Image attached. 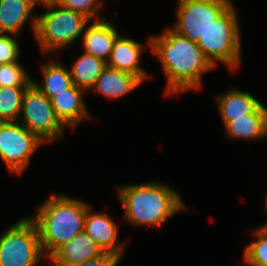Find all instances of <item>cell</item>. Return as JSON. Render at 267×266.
<instances>
[{
	"label": "cell",
	"instance_id": "1",
	"mask_svg": "<svg viewBox=\"0 0 267 266\" xmlns=\"http://www.w3.org/2000/svg\"><path fill=\"white\" fill-rule=\"evenodd\" d=\"M148 38L146 46L162 66L167 82L164 93L169 96L201 89L202 76L215 69L196 42L171 27Z\"/></svg>",
	"mask_w": 267,
	"mask_h": 266
},
{
	"label": "cell",
	"instance_id": "2",
	"mask_svg": "<svg viewBox=\"0 0 267 266\" xmlns=\"http://www.w3.org/2000/svg\"><path fill=\"white\" fill-rule=\"evenodd\" d=\"M123 217L132 226L162 227L168 218L187 208L175 189L158 181L118 186Z\"/></svg>",
	"mask_w": 267,
	"mask_h": 266
},
{
	"label": "cell",
	"instance_id": "3",
	"mask_svg": "<svg viewBox=\"0 0 267 266\" xmlns=\"http://www.w3.org/2000/svg\"><path fill=\"white\" fill-rule=\"evenodd\" d=\"M88 202L65 194L52 193L29 218L37 227L44 256L48 259L59 247L84 232Z\"/></svg>",
	"mask_w": 267,
	"mask_h": 266
},
{
	"label": "cell",
	"instance_id": "4",
	"mask_svg": "<svg viewBox=\"0 0 267 266\" xmlns=\"http://www.w3.org/2000/svg\"><path fill=\"white\" fill-rule=\"evenodd\" d=\"M36 20L35 39L45 55L59 53L72 46L91 22L84 14L62 8L56 4L45 7Z\"/></svg>",
	"mask_w": 267,
	"mask_h": 266
},
{
	"label": "cell",
	"instance_id": "5",
	"mask_svg": "<svg viewBox=\"0 0 267 266\" xmlns=\"http://www.w3.org/2000/svg\"><path fill=\"white\" fill-rule=\"evenodd\" d=\"M238 21L239 17L232 3L213 21L197 43L215 68L218 63L224 64L232 72L240 67L242 39Z\"/></svg>",
	"mask_w": 267,
	"mask_h": 266
},
{
	"label": "cell",
	"instance_id": "6",
	"mask_svg": "<svg viewBox=\"0 0 267 266\" xmlns=\"http://www.w3.org/2000/svg\"><path fill=\"white\" fill-rule=\"evenodd\" d=\"M43 259L47 261L29 217H21L0 235V266H39Z\"/></svg>",
	"mask_w": 267,
	"mask_h": 266
},
{
	"label": "cell",
	"instance_id": "7",
	"mask_svg": "<svg viewBox=\"0 0 267 266\" xmlns=\"http://www.w3.org/2000/svg\"><path fill=\"white\" fill-rule=\"evenodd\" d=\"M18 122L46 144L64 138L66 127L56 117L51 100L32 83L25 90Z\"/></svg>",
	"mask_w": 267,
	"mask_h": 266
},
{
	"label": "cell",
	"instance_id": "8",
	"mask_svg": "<svg viewBox=\"0 0 267 266\" xmlns=\"http://www.w3.org/2000/svg\"><path fill=\"white\" fill-rule=\"evenodd\" d=\"M41 145L44 142L18 121L0 122V159L10 173H24Z\"/></svg>",
	"mask_w": 267,
	"mask_h": 266
},
{
	"label": "cell",
	"instance_id": "9",
	"mask_svg": "<svg viewBox=\"0 0 267 266\" xmlns=\"http://www.w3.org/2000/svg\"><path fill=\"white\" fill-rule=\"evenodd\" d=\"M232 0H179L177 21L171 27L178 34L198 43L213 23L231 4Z\"/></svg>",
	"mask_w": 267,
	"mask_h": 266
},
{
	"label": "cell",
	"instance_id": "10",
	"mask_svg": "<svg viewBox=\"0 0 267 266\" xmlns=\"http://www.w3.org/2000/svg\"><path fill=\"white\" fill-rule=\"evenodd\" d=\"M84 231L101 247L104 252L124 257L126 241L118 240V225L109 214L87 209Z\"/></svg>",
	"mask_w": 267,
	"mask_h": 266
},
{
	"label": "cell",
	"instance_id": "11",
	"mask_svg": "<svg viewBox=\"0 0 267 266\" xmlns=\"http://www.w3.org/2000/svg\"><path fill=\"white\" fill-rule=\"evenodd\" d=\"M145 49H147L146 46L141 42H137L131 36L128 37L122 33L115 41L107 60V66L130 73L144 83L150 77L148 72L140 65L142 53Z\"/></svg>",
	"mask_w": 267,
	"mask_h": 266
},
{
	"label": "cell",
	"instance_id": "12",
	"mask_svg": "<svg viewBox=\"0 0 267 266\" xmlns=\"http://www.w3.org/2000/svg\"><path fill=\"white\" fill-rule=\"evenodd\" d=\"M85 93L87 92L73 84L50 99L56 117L71 131L83 121H89L92 118L85 104Z\"/></svg>",
	"mask_w": 267,
	"mask_h": 266
},
{
	"label": "cell",
	"instance_id": "13",
	"mask_svg": "<svg viewBox=\"0 0 267 266\" xmlns=\"http://www.w3.org/2000/svg\"><path fill=\"white\" fill-rule=\"evenodd\" d=\"M105 252L85 231L59 247L47 261L51 266H75Z\"/></svg>",
	"mask_w": 267,
	"mask_h": 266
},
{
	"label": "cell",
	"instance_id": "14",
	"mask_svg": "<svg viewBox=\"0 0 267 266\" xmlns=\"http://www.w3.org/2000/svg\"><path fill=\"white\" fill-rule=\"evenodd\" d=\"M114 20L91 21L82 34L84 52L105 62L109 59L115 41L121 35L113 23Z\"/></svg>",
	"mask_w": 267,
	"mask_h": 266
},
{
	"label": "cell",
	"instance_id": "15",
	"mask_svg": "<svg viewBox=\"0 0 267 266\" xmlns=\"http://www.w3.org/2000/svg\"><path fill=\"white\" fill-rule=\"evenodd\" d=\"M34 10L30 0H0V34L19 36L29 20L35 34L37 13Z\"/></svg>",
	"mask_w": 267,
	"mask_h": 266
},
{
	"label": "cell",
	"instance_id": "16",
	"mask_svg": "<svg viewBox=\"0 0 267 266\" xmlns=\"http://www.w3.org/2000/svg\"><path fill=\"white\" fill-rule=\"evenodd\" d=\"M141 84L136 76L106 66L90 90L108 100H118L135 91Z\"/></svg>",
	"mask_w": 267,
	"mask_h": 266
},
{
	"label": "cell",
	"instance_id": "17",
	"mask_svg": "<svg viewBox=\"0 0 267 266\" xmlns=\"http://www.w3.org/2000/svg\"><path fill=\"white\" fill-rule=\"evenodd\" d=\"M221 93L217 94L215 99L223 126L230 122L231 118L244 117V115L254 112L262 104L260 99L250 92L236 87Z\"/></svg>",
	"mask_w": 267,
	"mask_h": 266
},
{
	"label": "cell",
	"instance_id": "18",
	"mask_svg": "<svg viewBox=\"0 0 267 266\" xmlns=\"http://www.w3.org/2000/svg\"><path fill=\"white\" fill-rule=\"evenodd\" d=\"M225 133L231 139L261 140L267 137V108L261 104L254 112L240 118H231L225 126Z\"/></svg>",
	"mask_w": 267,
	"mask_h": 266
},
{
	"label": "cell",
	"instance_id": "19",
	"mask_svg": "<svg viewBox=\"0 0 267 266\" xmlns=\"http://www.w3.org/2000/svg\"><path fill=\"white\" fill-rule=\"evenodd\" d=\"M50 60L40 66L43 81L36 82V80L32 79V84L49 99L73 85L70 69L64 66V63L59 62L58 59L56 61L50 58Z\"/></svg>",
	"mask_w": 267,
	"mask_h": 266
},
{
	"label": "cell",
	"instance_id": "20",
	"mask_svg": "<svg viewBox=\"0 0 267 266\" xmlns=\"http://www.w3.org/2000/svg\"><path fill=\"white\" fill-rule=\"evenodd\" d=\"M77 58L70 68L72 83L78 88L89 92L106 68L107 62L85 52Z\"/></svg>",
	"mask_w": 267,
	"mask_h": 266
},
{
	"label": "cell",
	"instance_id": "21",
	"mask_svg": "<svg viewBox=\"0 0 267 266\" xmlns=\"http://www.w3.org/2000/svg\"><path fill=\"white\" fill-rule=\"evenodd\" d=\"M27 87H0V122H17Z\"/></svg>",
	"mask_w": 267,
	"mask_h": 266
},
{
	"label": "cell",
	"instance_id": "22",
	"mask_svg": "<svg viewBox=\"0 0 267 266\" xmlns=\"http://www.w3.org/2000/svg\"><path fill=\"white\" fill-rule=\"evenodd\" d=\"M252 233L255 237L244 248V261L247 266H267V227L260 225Z\"/></svg>",
	"mask_w": 267,
	"mask_h": 266
},
{
	"label": "cell",
	"instance_id": "23",
	"mask_svg": "<svg viewBox=\"0 0 267 266\" xmlns=\"http://www.w3.org/2000/svg\"><path fill=\"white\" fill-rule=\"evenodd\" d=\"M18 62L0 64V87H28L32 77Z\"/></svg>",
	"mask_w": 267,
	"mask_h": 266
},
{
	"label": "cell",
	"instance_id": "24",
	"mask_svg": "<svg viewBox=\"0 0 267 266\" xmlns=\"http://www.w3.org/2000/svg\"><path fill=\"white\" fill-rule=\"evenodd\" d=\"M104 2L102 0H57L56 5L75 12L84 14L91 21L106 19L105 16H99Z\"/></svg>",
	"mask_w": 267,
	"mask_h": 266
},
{
	"label": "cell",
	"instance_id": "25",
	"mask_svg": "<svg viewBox=\"0 0 267 266\" xmlns=\"http://www.w3.org/2000/svg\"><path fill=\"white\" fill-rule=\"evenodd\" d=\"M17 35L0 34V64L18 62L20 48Z\"/></svg>",
	"mask_w": 267,
	"mask_h": 266
},
{
	"label": "cell",
	"instance_id": "26",
	"mask_svg": "<svg viewBox=\"0 0 267 266\" xmlns=\"http://www.w3.org/2000/svg\"><path fill=\"white\" fill-rule=\"evenodd\" d=\"M122 259L118 255L105 252L97 258L89 259L75 266H118Z\"/></svg>",
	"mask_w": 267,
	"mask_h": 266
},
{
	"label": "cell",
	"instance_id": "27",
	"mask_svg": "<svg viewBox=\"0 0 267 266\" xmlns=\"http://www.w3.org/2000/svg\"><path fill=\"white\" fill-rule=\"evenodd\" d=\"M57 0H30L31 4L37 8V6H43V7H48L51 5L56 4Z\"/></svg>",
	"mask_w": 267,
	"mask_h": 266
},
{
	"label": "cell",
	"instance_id": "28",
	"mask_svg": "<svg viewBox=\"0 0 267 266\" xmlns=\"http://www.w3.org/2000/svg\"><path fill=\"white\" fill-rule=\"evenodd\" d=\"M265 208H266L265 212L267 213V194H266V197H265ZM261 226L267 227V221L263 225L261 224Z\"/></svg>",
	"mask_w": 267,
	"mask_h": 266
}]
</instances>
